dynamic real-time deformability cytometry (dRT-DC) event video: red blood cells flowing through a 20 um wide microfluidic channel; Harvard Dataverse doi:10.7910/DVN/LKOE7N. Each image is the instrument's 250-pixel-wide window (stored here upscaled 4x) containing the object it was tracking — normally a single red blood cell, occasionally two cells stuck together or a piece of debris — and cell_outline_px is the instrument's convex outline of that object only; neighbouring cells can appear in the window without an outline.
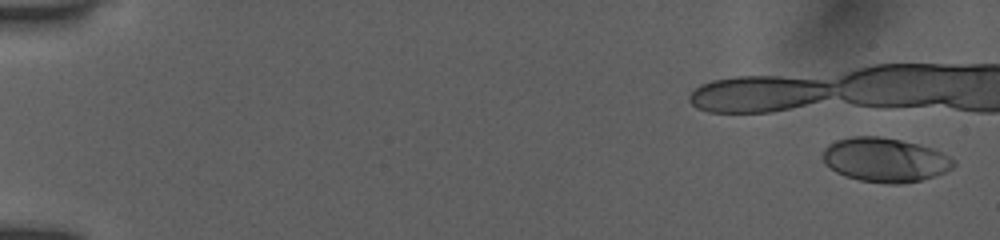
{"species": "human", "species_latin": "Homo sapiens", "temperature_condition": "room temperature", "stored_images_in_passage": 36, "camera_frame_rate_fps": 3000, "um_per_image_px": 0.085, "donor": {"sex": "female"}, "frame": {"image": 1, "passage_image": 1, "time_ms": 0.0, "image_size_px": [1000, 240], "cell_outline_px": [[956, 164], [952, 168], [944, 172], [920, 180], [900, 184], [888, 184], [860, 180], [844, 176], [836, 172], [824, 164], [820, 156], [824, 148], [828, 144], [836, 140], [848, 136], [880, 136], [920, 144], [932, 148], [956, 160]], "centroid_in_image_um": [75.17, 13.58], "position_along_channel_um": 9.8, "area_um2": 33.99}}
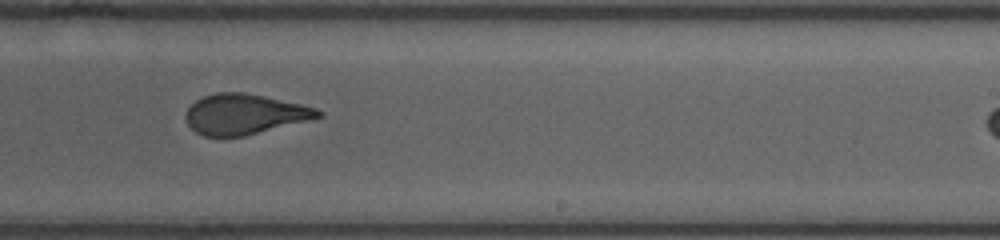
{"frame": {"image": 2, "passage_image": 24, "time_ms": 7.667, "image_size_px": [1000, 240], "cell_outline_px": [[324, 116], [244, 136], [204, 136], [196, 132], [188, 124], [184, 116], [188, 108], [196, 100], [204, 96], [216, 92], [244, 92], [264, 96], [300, 104], [316, 108], [324, 112]], "centroid_in_image_um": [20.77, 9.7], "position_along_channel_um": 268.2, "area_um2": 30.87}}
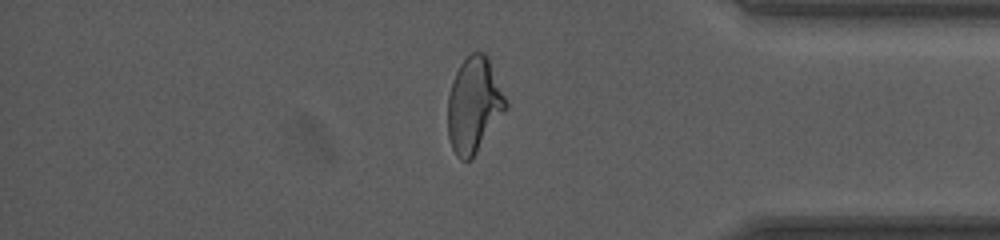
{"frame": {"image": 3, "passage_image": 34, "time_ms": 11.0, "image_size_px": [1000, 240], "cell_outline_px": [[508, 108], [472, 160], [460, 160], [456, 156], [452, 148], [448, 136], [448, 96], [452, 80], [460, 64], [472, 52], [484, 52], [488, 56], [508, 104]], "centroid_in_image_um": [40.29, 8.95], "position_along_channel_um": 394.9, "area_um2": 32.43}}